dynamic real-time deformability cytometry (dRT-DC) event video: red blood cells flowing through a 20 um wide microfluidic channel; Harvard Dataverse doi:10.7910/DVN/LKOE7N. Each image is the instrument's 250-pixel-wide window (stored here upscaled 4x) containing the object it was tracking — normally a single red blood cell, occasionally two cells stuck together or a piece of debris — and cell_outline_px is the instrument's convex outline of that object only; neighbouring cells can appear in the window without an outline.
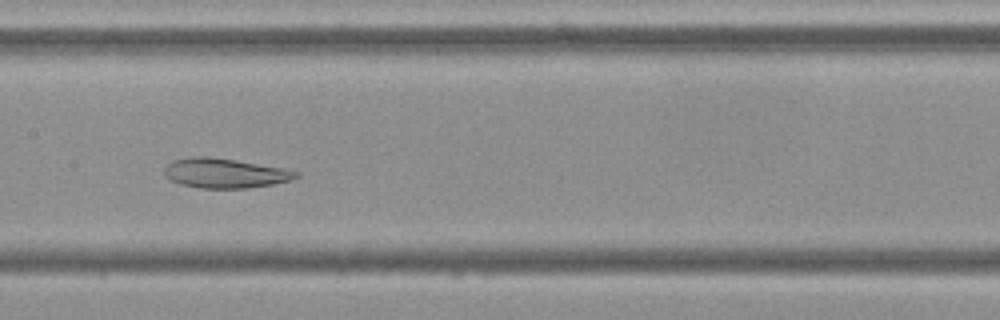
{"species": "Egyptian fruit bat (a non-hibernating species)", "species_latin": "Rousettus aegyptiacus", "temperature_condition": "cold", "stored_images_in_passage": 27, "camera_frame_rate_fps": 3000, "um_per_image_px": 0.085, "frame": {"image": 1, "passage_image": 27, "time_ms": 8.667, "image_size_px": [1000, 320], "cell_outline_px": [[300, 176], [292, 180], [272, 184], [248, 188], [200, 188], [180, 184], [164, 176], [164, 168], [172, 160], [192, 156], [208, 156], [236, 160], [284, 168], [300, 172]], "centroid_in_image_um": [19.12, 14.71], "position_along_channel_um": 188.3, "area_um2": 22.89}}